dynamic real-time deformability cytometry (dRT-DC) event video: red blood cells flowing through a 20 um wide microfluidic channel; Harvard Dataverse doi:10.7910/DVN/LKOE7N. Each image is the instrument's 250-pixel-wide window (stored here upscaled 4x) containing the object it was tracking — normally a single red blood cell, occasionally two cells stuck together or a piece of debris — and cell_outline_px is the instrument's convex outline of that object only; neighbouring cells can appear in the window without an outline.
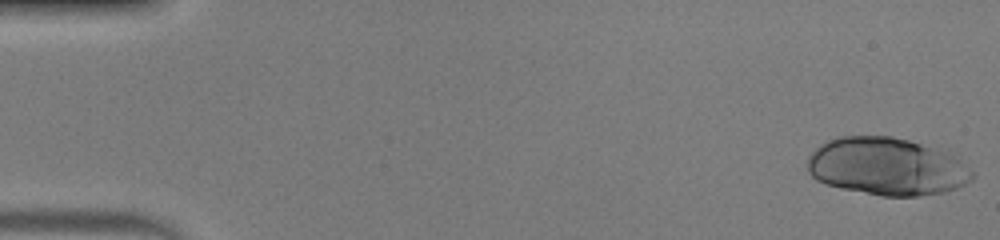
{"species": "human", "species_latin": "Homo sapiens", "temperature_condition": "warm", "stored_images_in_passage": 50, "camera_frame_rate_fps": 3000, "um_per_image_px": 0.085, "donor": {"sex": "male"}, "frame": {"image": 1, "passage_image": 1, "time_ms": 0.0, "image_size_px": [1000, 240], "cell_outline_px": [[976, 176], [972, 180], [956, 188], [944, 192], [920, 196], [880, 196], [840, 188], [816, 180], [808, 172], [808, 156], [820, 144], [836, 136], [892, 136], [908, 140], [944, 152], [960, 160]], "centroid_in_image_um": [75.34, 14.16], "position_along_channel_um": 9.7, "area_um2": 55.14}}
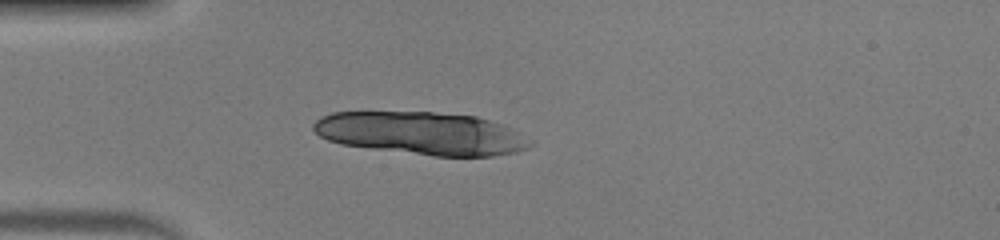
{"frame": {"image": 2, "passage_image": 14, "time_ms": 4.333, "image_size_px": [1000, 240], "cell_outline_px": [[536, 144], [528, 148], [516, 152], [492, 156], [436, 156], [340, 144], [328, 140], [320, 136], [312, 128], [312, 124], [320, 116], [332, 112], [432, 112], [476, 116], [512, 128], [536, 140]], "centroid_in_image_um": [35.89, 11.33], "position_along_channel_um": 49.1, "area_um2": 54.27}}